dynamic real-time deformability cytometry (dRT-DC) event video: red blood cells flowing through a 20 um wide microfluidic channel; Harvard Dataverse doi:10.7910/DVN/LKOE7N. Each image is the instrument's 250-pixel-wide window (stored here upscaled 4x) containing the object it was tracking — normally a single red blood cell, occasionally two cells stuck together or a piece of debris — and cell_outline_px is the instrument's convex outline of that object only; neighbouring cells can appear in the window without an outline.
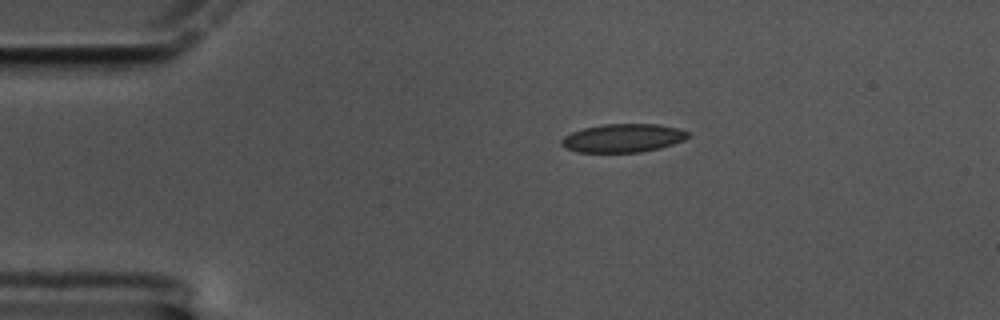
{"species": "common noctule bat (a hibernating species)", "species_latin": "Nyctalus noctula", "temperature_condition": "cold", "stored_images_in_passage": 49, "camera_frame_rate_fps": 3000, "um_per_image_px": 0.085, "animal": {"sex": "male", "body_mass_g": 17.5, "forearm_length_mm": 52.3}, "frame": {"image": 1, "passage_image": 1, "time_ms": 0.0, "image_size_px": [1000, 320], "cell_outline_px": [[688, 136], [684, 140], [660, 148], [640, 152], [576, 152], [564, 148], [560, 144], [560, 140], [564, 136], [572, 132], [584, 128], [604, 124], [656, 124], [680, 128], [688, 132]], "centroid_in_image_um": [52.92, 11.74], "position_along_channel_um": 32.1, "area_um2": 20.98}}
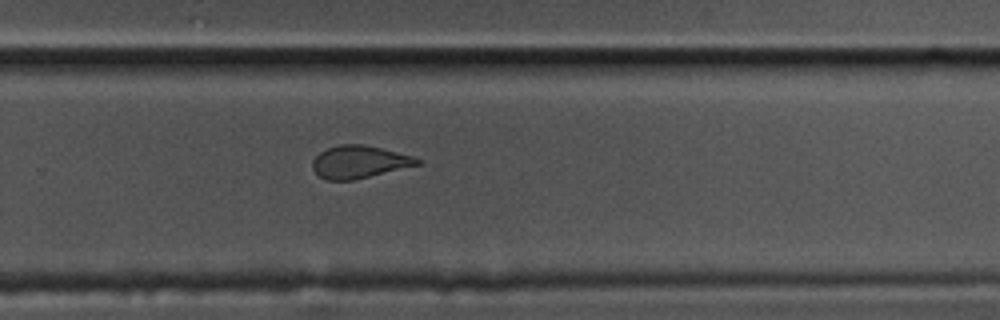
{"frame": {"image": 2, "passage_image": 29, "time_ms": 9.333, "image_size_px": [1000, 320], "cell_outline_px": [[420, 164], [352, 180], [324, 180], [312, 168], [312, 160], [320, 152], [328, 148], [340, 144], [364, 144], [412, 156], [420, 160]], "centroid_in_image_um": [30.48, 13.76], "position_along_channel_um": 299.3, "area_um2": 19.54}}
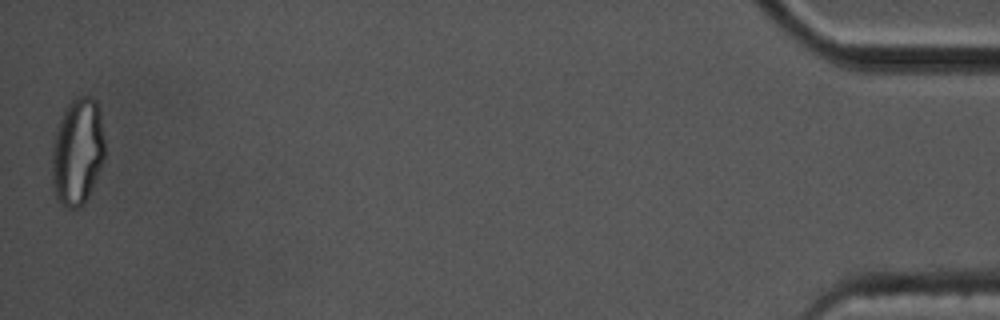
{"frame": {"image": 3, "passage_image": 49, "time_ms": 16.0, "image_size_px": [1000, 320], "cell_outline_px": [[104, 160], [88, 196], [84, 204], [76, 208], [68, 208], [56, 196], [52, 184], [52, 148], [56, 132], [64, 112], [68, 104], [76, 96], [92, 96], [96, 100], [100, 112], [104, 140]], "centroid_in_image_um": [6.6, 12.88], "position_along_channel_um": 428.6, "area_um2": 32.66}, "authors_computed_cell_mechanics": {"area_um2": 21.2126, "velocity_mm_per_s": 3.3353, "shape_relaxation_time_tau1_ms": null, "shape_relaxation_time_tau2_ms": 1.5519, "deformation_change_tau1": null, "deformation_change_tau2": 0.0696}}